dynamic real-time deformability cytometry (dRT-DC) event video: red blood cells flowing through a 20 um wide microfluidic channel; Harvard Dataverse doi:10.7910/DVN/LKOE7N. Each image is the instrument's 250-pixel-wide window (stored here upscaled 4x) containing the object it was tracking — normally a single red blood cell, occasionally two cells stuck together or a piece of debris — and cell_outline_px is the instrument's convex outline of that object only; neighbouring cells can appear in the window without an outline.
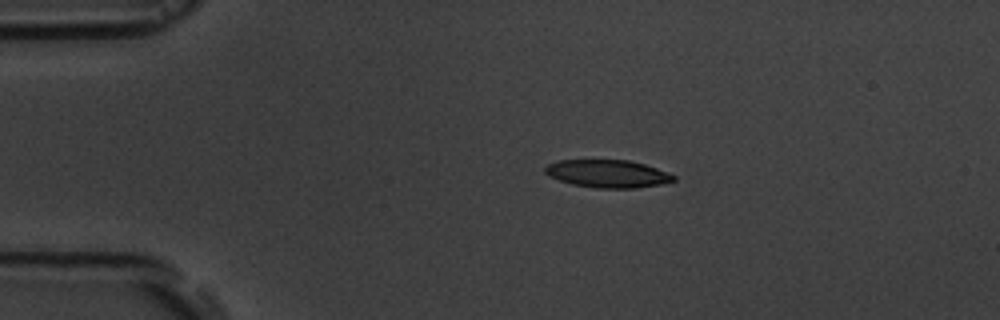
{"species": "common noctule bat (a hibernating species)", "species_latin": "Nyctalus noctula", "temperature_condition": "room temperature", "stored_images_in_passage": 8, "camera_frame_rate_fps": 3000, "um_per_image_px": 0.085, "animal": {"sex": "male", "body_mass_g": 19.5, "forearm_length_mm": 54.6}, "frame": {"image": 1, "passage_image": 3, "time_ms": 2.333, "image_size_px": [1000, 320], "cell_outline_px": [[676, 180], [660, 184], [636, 188], [596, 188], [572, 184], [548, 176], [544, 172], [544, 168], [548, 164], [556, 160], [628, 160], [644, 164], [656, 168], [676, 176]], "centroid_in_image_um": [51.62, 14.76], "position_along_channel_um": 33.4, "area_um2": 20.75}}
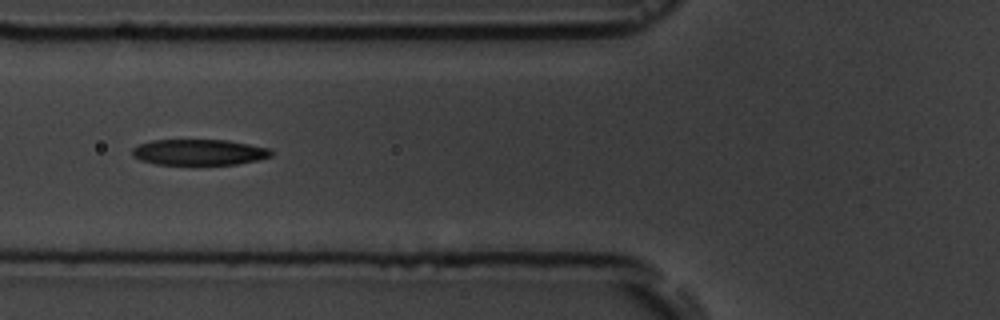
{"frame": {"image": 2, "passage_image": 6, "time_ms": 5.667, "image_size_px": [1000, 320], "cell_outline_px": [[272, 156], [256, 160], [236, 164], [156, 164], [140, 160], [132, 156], [132, 148], [140, 144], [152, 140], [228, 140], [272, 148]], "centroid_in_image_um": [16.93, 12.93], "position_along_channel_um": 108.9, "area_um2": 20.92}}
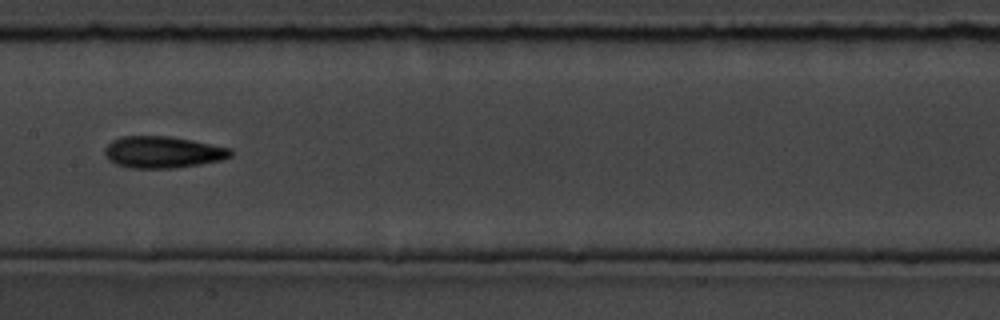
{"frame": {"image": 3, "passage_image": 8, "time_ms": 8.0, "image_size_px": [1000, 320], "cell_outline_px": [[232, 156], [220, 160], [200, 164], [172, 168], [132, 168], [116, 164], [108, 160], [104, 152], [104, 148], [112, 140], [120, 136], [172, 136], [232, 148]], "centroid_in_image_um": [13.82, 12.92], "position_along_channel_um": 193.6, "area_um2": 23.35}}